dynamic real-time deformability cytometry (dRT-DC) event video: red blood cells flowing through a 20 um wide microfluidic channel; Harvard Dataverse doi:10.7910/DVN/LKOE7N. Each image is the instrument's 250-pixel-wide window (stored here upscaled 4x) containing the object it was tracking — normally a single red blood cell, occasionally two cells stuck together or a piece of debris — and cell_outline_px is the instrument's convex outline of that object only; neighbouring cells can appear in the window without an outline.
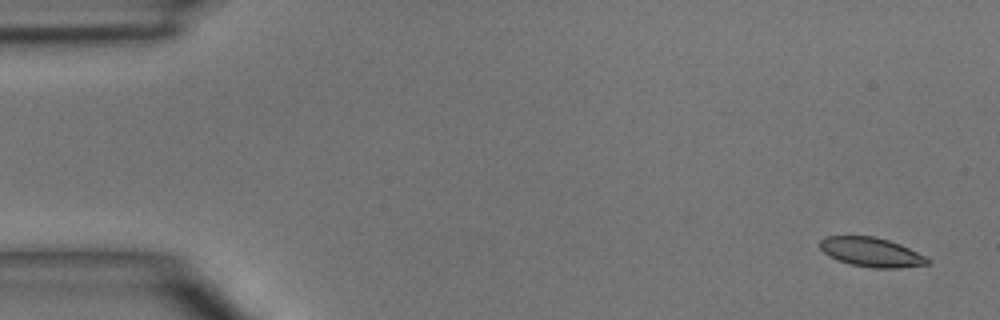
{"species": "common noctule bat (a hibernating species)", "species_latin": "Nyctalus noctula", "temperature_condition": "room temperature", "stored_images_in_passage": 5, "segment_of_instrument_passage": [1, 2], "camera_frame_rate_fps": 3000, "um_per_image_px": 0.085, "animal": {"sex": "male", "body_mass_g": 15.6}, "frame": {"image": 1, "passage_image": 1, "time_ms": 0.0, "image_size_px": [1000, 320], "cell_outline_px": [[932, 260], [928, 264], [900, 268], [872, 268], [852, 264], [836, 260], [828, 256], [820, 248], [820, 240], [824, 236], [876, 236], [900, 244]], "centroid_in_image_um": [74.04, 21.43], "position_along_channel_um": 11.0, "area_um2": 18.38}}